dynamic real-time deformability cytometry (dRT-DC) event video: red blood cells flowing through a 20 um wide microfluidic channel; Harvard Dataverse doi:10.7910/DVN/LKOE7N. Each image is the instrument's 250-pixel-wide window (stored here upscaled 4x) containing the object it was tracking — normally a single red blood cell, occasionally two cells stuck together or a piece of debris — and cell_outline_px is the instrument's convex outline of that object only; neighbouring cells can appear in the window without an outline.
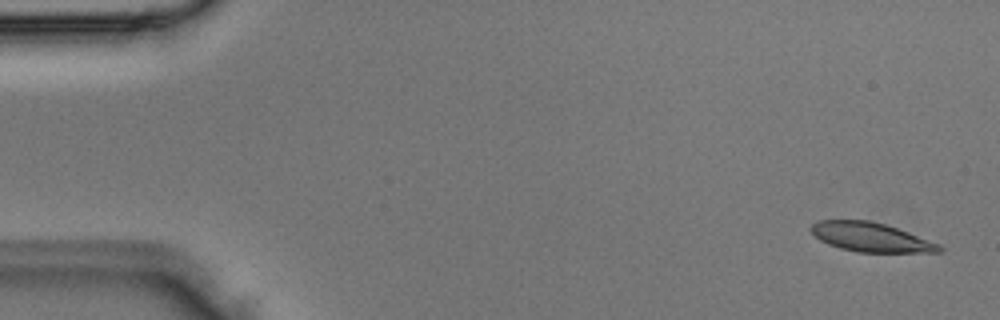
{"species": "Egyptian fruit bat (a non-hibernating species)", "species_latin": "Rousettus aegyptiacus", "temperature_condition": "room temperature", "stored_images_in_passage": 3, "camera_frame_rate_fps": 3000, "um_per_image_px": 0.085, "animal": {"sex": "male"}, "frame": {"image": 1, "passage_image": 1, "time_ms": 0.0, "image_size_px": [1000, 320], "cell_outline_px": [[944, 248], [940, 252], [856, 252], [840, 248], [828, 244], [820, 240], [812, 232], [812, 224], [816, 220], [868, 220], [884, 224], [908, 232], [940, 244]], "centroid_in_image_um": [74.02, 20.16], "position_along_channel_um": 11.0, "area_um2": 21.62}}